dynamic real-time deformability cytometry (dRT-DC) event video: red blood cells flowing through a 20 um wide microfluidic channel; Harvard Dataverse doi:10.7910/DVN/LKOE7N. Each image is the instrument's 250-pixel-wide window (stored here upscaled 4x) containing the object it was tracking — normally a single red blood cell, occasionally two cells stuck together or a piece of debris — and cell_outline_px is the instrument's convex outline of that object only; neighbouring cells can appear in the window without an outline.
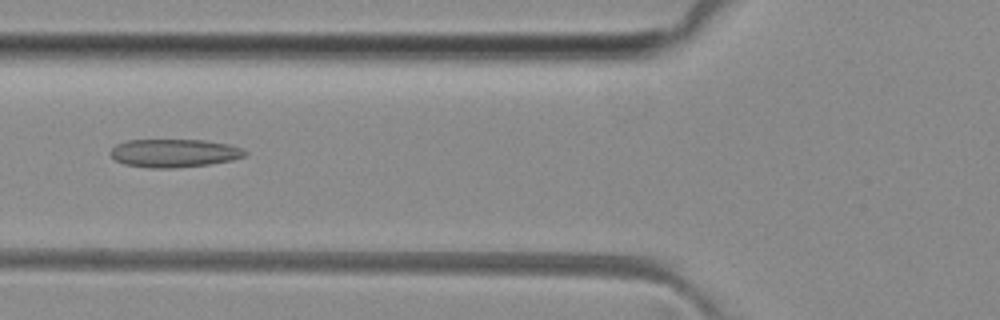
{"species": "common noctule bat (a hibernating species)", "species_latin": "Nyctalus noctula", "temperature_condition": "room temperature", "stored_images_in_passage": 35, "camera_frame_rate_fps": 3000, "um_per_image_px": 0.085, "animal": {"sex": "female", "body_mass_g": 29.2, "forearm_length_mm": 56.3}, "frame": {"image": 1, "passage_image": 4, "time_ms": 1.0, "image_size_px": [1000, 320], "cell_outline_px": [[248, 152], [244, 156], [232, 160], [208, 164], [176, 168], [148, 168], [124, 164], [116, 160], [112, 156], [112, 148], [116, 144], [128, 140], [204, 140], [228, 144], [240, 148]], "centroid_in_image_um": [14.8, 13.02], "position_along_channel_um": 111.0, "area_um2": 21.96}}
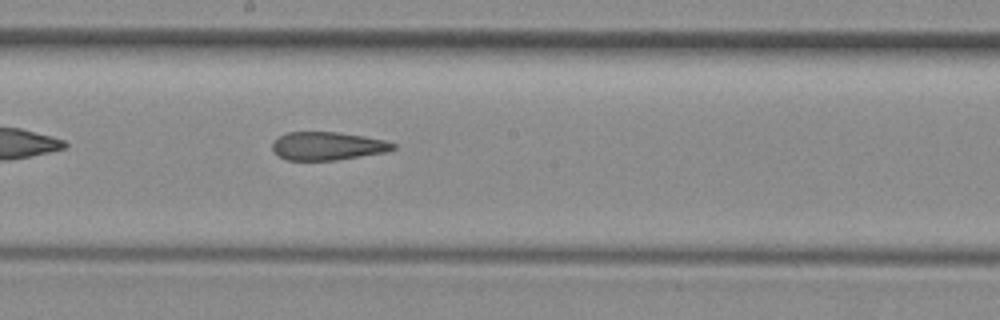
{"frame": {"image": 2, "passage_image": 12, "time_ms": 3.667, "image_size_px": [1000, 320], "cell_outline_px": [[396, 148], [388, 152], [336, 160], [288, 160], [272, 152], [272, 140], [288, 132], [336, 132], [364, 136], [384, 140], [396, 144]], "centroid_in_image_um": [27.84, 12.41], "position_along_channel_um": 220.4, "area_um2": 19.94}}
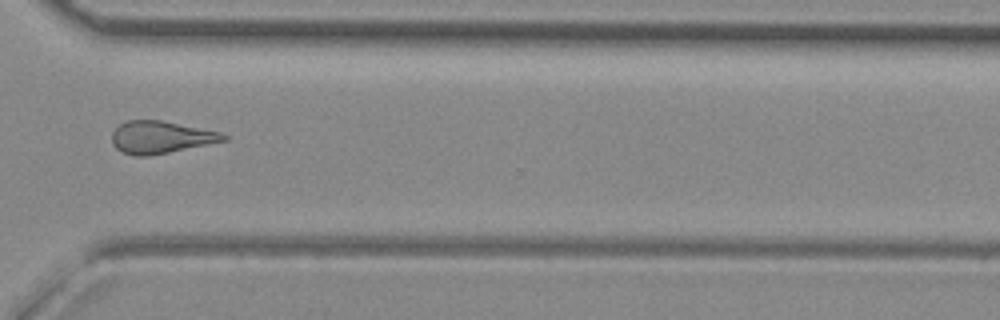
{"frame": {"image": 3, "passage_image": 22, "time_ms": 7.0, "image_size_px": [1000, 320], "cell_outline_px": [[228, 140], [148, 156], [136, 156], [124, 152], [116, 148], [112, 144], [112, 132], [120, 124], [128, 120], [160, 120], [220, 132], [228, 136]], "centroid_in_image_um": [13.65, 11.66], "position_along_channel_um": 356.9, "area_um2": 20.75}, "authors_computed_cell_mechanics": {"area_um2": 21.2126, "velocity_mm_per_s": 4.1048, "shape_relaxation_time_tau1_ms": null, "shape_relaxation_time_tau2_ms": 3.8079, "deformation_change_tau1": null, "deformation_change_tau2": 0.1396}}